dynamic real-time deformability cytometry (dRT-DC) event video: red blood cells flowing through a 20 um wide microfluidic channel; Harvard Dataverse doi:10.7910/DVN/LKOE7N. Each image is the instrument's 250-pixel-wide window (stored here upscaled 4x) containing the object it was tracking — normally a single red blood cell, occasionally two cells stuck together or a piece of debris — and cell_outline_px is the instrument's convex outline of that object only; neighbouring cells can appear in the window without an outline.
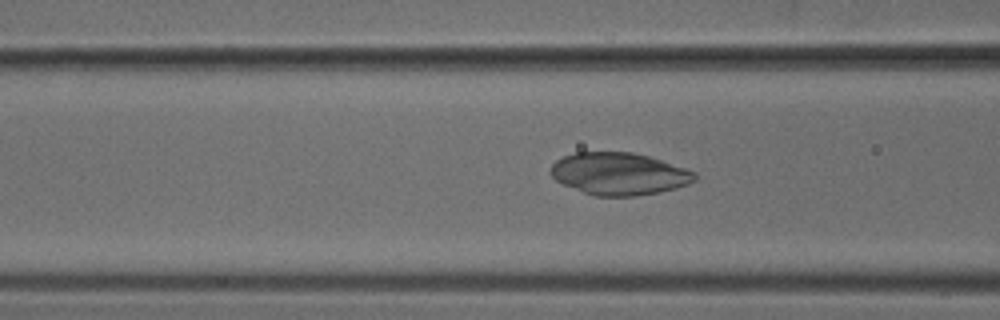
{"species": "common noctule bat (a hibernating species)", "species_latin": "Nyctalus noctula", "temperature_condition": "cold", "stored_images_in_passage": 51, "camera_frame_rate_fps": 3000, "um_per_image_px": 0.085, "animal": {"sex": "male", "body_mass_g": 18.8}, "frame": {"image": 1, "passage_image": 20, "time_ms": 6.333, "image_size_px": [1000, 320], "cell_outline_px": [[696, 180], [688, 184], [676, 188], [660, 192], [636, 196], [596, 196], [584, 192], [564, 184], [556, 180], [548, 172], [552, 164], [556, 160], [564, 156], [576, 152], [632, 152], [648, 156], [696, 172]], "centroid_in_image_um": [52.61, 14.77], "position_along_channel_um": 114.0, "area_um2": 35.37}}
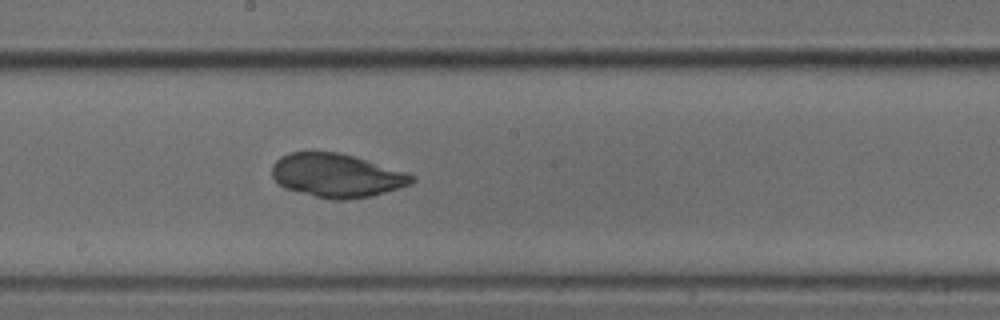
{"frame": {"image": 2, "passage_image": 28, "time_ms": 9.0, "image_size_px": [1000, 320], "cell_outline_px": [[416, 180], [412, 184], [372, 196], [344, 200], [332, 200], [284, 188], [272, 176], [272, 164], [280, 156], [288, 152], [340, 152], [404, 172], [416, 176]], "centroid_in_image_um": [28.6, 14.92], "position_along_channel_um": 219.6, "area_um2": 35.37}}
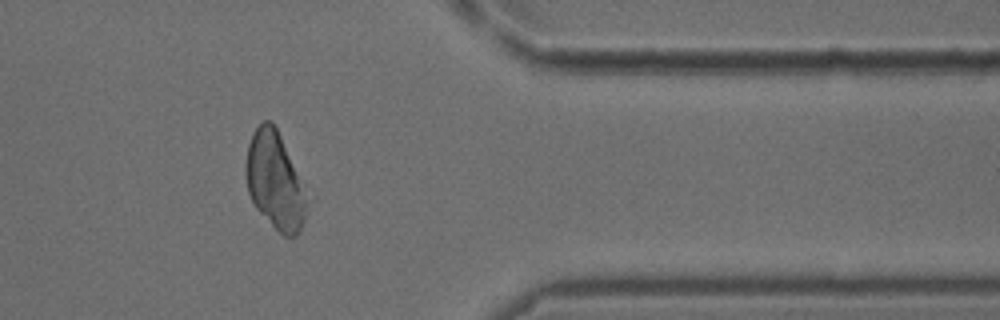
{"frame": {"image": 3, "passage_image": 42, "time_ms": 13.667, "image_size_px": [1000, 320], "cell_outline_px": [[308, 184], [304, 220], [296, 236], [284, 236], [256, 208], [248, 192], [244, 172], [244, 168], [248, 144], [252, 132], [264, 120], [272, 120]], "centroid_in_image_um": [23.4, 15.29], "position_along_channel_um": 388.0, "area_um2": 35.32}}